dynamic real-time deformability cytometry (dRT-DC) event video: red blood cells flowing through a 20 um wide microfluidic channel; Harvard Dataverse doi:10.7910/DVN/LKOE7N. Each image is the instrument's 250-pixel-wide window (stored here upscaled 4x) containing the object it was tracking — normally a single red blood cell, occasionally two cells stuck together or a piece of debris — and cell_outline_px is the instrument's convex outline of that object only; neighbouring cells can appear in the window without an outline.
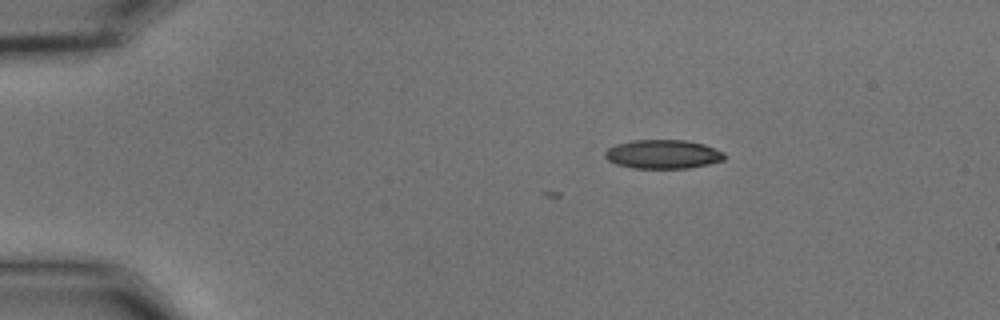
{"species": "common noctule bat (a hibernating species)", "species_latin": "Nyctalus noctula", "temperature_condition": "cold", "stored_images_in_passage": 10, "camera_frame_rate_fps": 3000, "um_per_image_px": 0.085, "animal": {"sex": "male", "body_mass_g": 15.6}, "frame": {"image": 1, "passage_image": 1, "time_ms": 0.0, "image_size_px": [1000, 320], "cell_outline_px": [[728, 156], [724, 160], [708, 164], [688, 168], [632, 168], [616, 164], [608, 160], [604, 156], [604, 152], [608, 148], [616, 144], [632, 140], [684, 140], [704, 144], [724, 152]], "centroid_in_image_um": [56.36, 13.11], "position_along_channel_um": 28.6, "area_um2": 20.23}}